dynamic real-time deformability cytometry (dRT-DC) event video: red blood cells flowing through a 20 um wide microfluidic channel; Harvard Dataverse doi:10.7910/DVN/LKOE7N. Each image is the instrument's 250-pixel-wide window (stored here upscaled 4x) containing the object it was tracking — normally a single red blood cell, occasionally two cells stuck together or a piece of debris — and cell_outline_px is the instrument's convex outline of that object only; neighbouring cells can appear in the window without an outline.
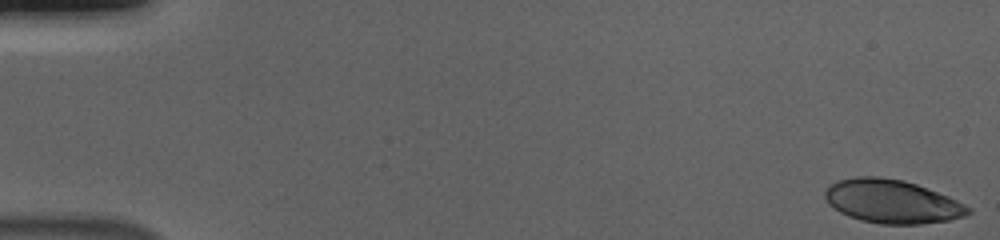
{"species": "human", "species_latin": "Homo sapiens", "temperature_condition": "cold", "stored_images_in_passage": 56, "camera_frame_rate_fps": 3000, "um_per_image_px": 0.085, "donor": {"sex": "male"}, "frame": {"image": 1, "passage_image": 1, "time_ms": 0.0, "image_size_px": [1000, 240], "cell_outline_px": [[972, 212], [964, 216], [948, 220], [920, 224], [880, 224], [860, 220], [848, 216], [840, 212], [828, 204], [824, 196], [824, 192], [832, 184], [840, 180], [856, 176], [880, 176], [904, 180], [916, 184], [948, 196], [972, 208]], "centroid_in_image_um": [75.82, 17.12], "position_along_channel_um": 9.2, "area_um2": 36.3}}
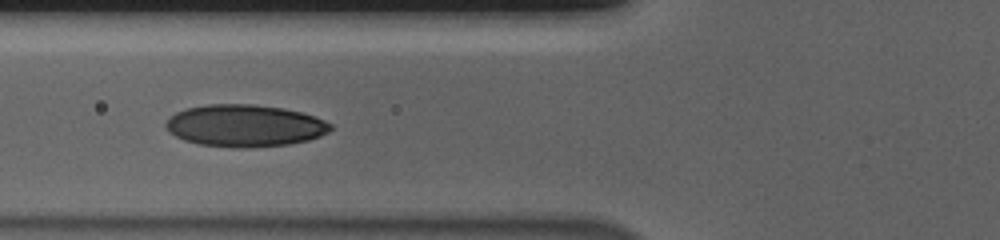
{"frame": {"image": 2, "passage_image": 22, "time_ms": 7.0, "image_size_px": [1000, 240], "cell_outline_px": [[332, 128], [328, 132], [320, 136], [308, 140], [288, 144], [248, 148], [232, 148], [200, 144], [184, 140], [176, 136], [164, 124], [176, 112], [188, 108], [208, 104], [252, 104], [284, 108], [300, 112], [324, 120], [332, 124]], "centroid_in_image_um": [20.83, 10.69], "position_along_channel_um": 105.0, "area_um2": 40.17}}
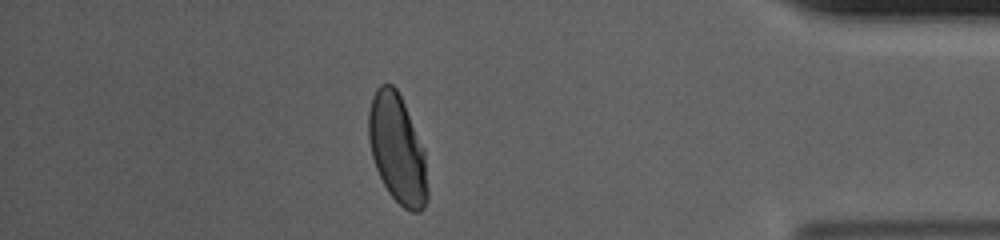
{"frame": {"image": 3, "passage_image": 49, "time_ms": 16.0, "image_size_px": [1000, 240], "cell_outline_px": [[428, 200], [424, 208], [420, 212], [412, 212], [404, 208], [388, 192], [376, 168], [372, 156], [368, 140], [368, 112], [372, 96], [376, 88], [380, 84], [392, 84], [396, 88], [404, 104], [424, 148], [428, 188]], "centroid_in_image_um": [33.77, 12.68], "position_along_channel_um": 401.4, "area_um2": 37.51}, "authors_computed_cell_mechanics": {"area_um2": 38.0324, "velocity_mm_per_s": 3.6814, "shape_relaxation_time_tau1_ms": 4.8952, "shape_relaxation_time_tau2_ms": 0.9906, "deformation_change_tau1": 0.1687, "deformation_change_tau2": 0.0516}}